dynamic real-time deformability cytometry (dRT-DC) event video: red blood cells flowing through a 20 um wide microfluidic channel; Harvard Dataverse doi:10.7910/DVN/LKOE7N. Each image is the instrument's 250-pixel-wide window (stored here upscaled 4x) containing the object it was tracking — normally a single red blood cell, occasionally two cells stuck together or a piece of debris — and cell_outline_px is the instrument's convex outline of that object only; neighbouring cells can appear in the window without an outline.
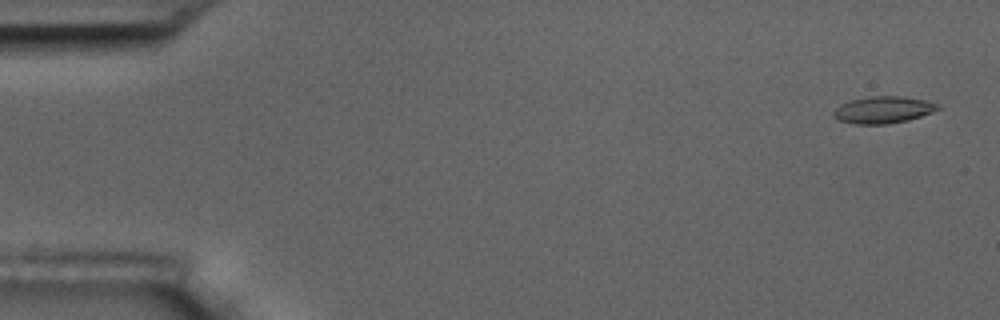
{"species": "common noctule bat (a hibernating species)", "species_latin": "Nyctalus noctula", "temperature_condition": "room temperature", "stored_images_in_passage": 5, "camera_frame_rate_fps": 3000, "um_per_image_px": 0.085, "animal": {"sex": "male", "body_mass_g": 17.5, "forearm_length_mm": 52.3}, "frame": {"image": 1, "passage_image": 1, "time_ms": 0.0, "image_size_px": [1000, 320], "cell_outline_px": [[940, 108], [932, 112], [908, 120], [888, 124], [856, 124], [836, 120], [832, 116], [832, 112], [840, 104], [848, 100], [868, 96], [900, 96], [924, 100], [940, 104]], "centroid_in_image_um": [75.01, 9.33], "position_along_channel_um": 10.0, "area_um2": 16.53}}